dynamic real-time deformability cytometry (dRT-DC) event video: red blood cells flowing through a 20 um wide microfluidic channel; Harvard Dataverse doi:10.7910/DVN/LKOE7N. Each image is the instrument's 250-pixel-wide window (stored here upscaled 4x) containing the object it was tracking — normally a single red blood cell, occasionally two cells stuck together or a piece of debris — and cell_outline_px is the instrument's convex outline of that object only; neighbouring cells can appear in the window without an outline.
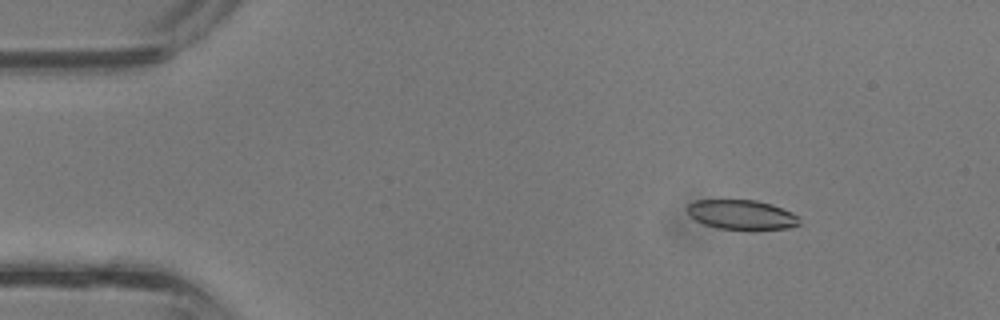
{"species": "common noctule bat (a hibernating species)", "species_latin": "Nyctalus noctula", "temperature_condition": "room temperature", "stored_images_in_passage": 16, "camera_frame_rate_fps": 3000, "um_per_image_px": 0.085, "animal": {"sex": "male", "body_mass_g": 13.3}, "frame": {"image": 1, "passage_image": 5, "time_ms": 1.333, "image_size_px": [1000, 320], "cell_outline_px": [[800, 224], [788, 228], [756, 232], [748, 232], [716, 228], [704, 224], [688, 216], [684, 208], [688, 204], [696, 200], [756, 200], [772, 204], [792, 212], [800, 216]], "centroid_in_image_um": [63.05, 18.29], "position_along_channel_um": 21.9, "area_um2": 20.4}}
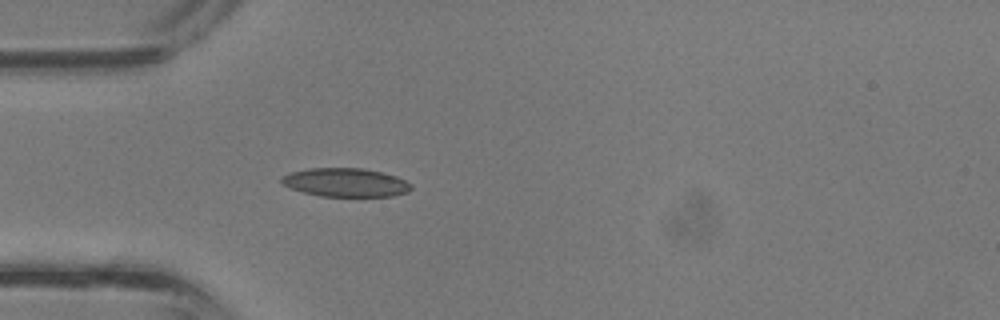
{"frame": {"image": 2, "passage_image": 11, "time_ms": 3.333, "image_size_px": [1000, 320], "cell_outline_px": [[412, 188], [408, 192], [392, 196], [320, 196], [304, 192], [280, 184], [280, 176], [288, 172], [308, 168], [364, 168], [396, 176], [412, 184]], "centroid_in_image_um": [29.33, 15.5], "position_along_channel_um": 55.7, "area_um2": 21.73}}
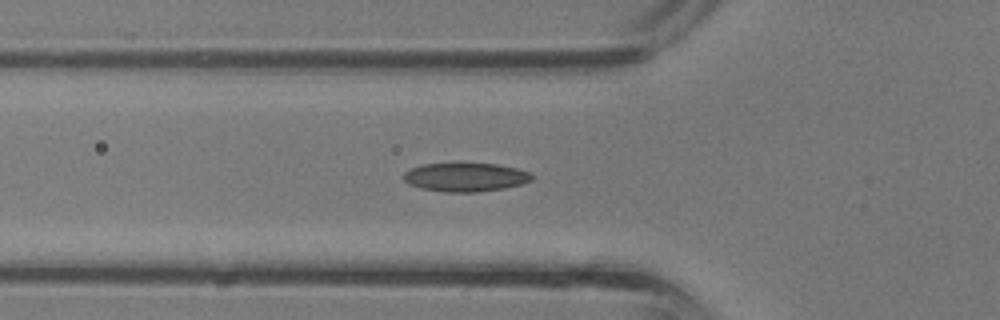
{"frame": {"image": 3, "passage_image": 13, "time_ms": 4.0, "image_size_px": [1000, 320], "cell_outline_px": [[532, 180], [520, 184], [504, 188], [476, 192], [444, 192], [420, 188], [408, 184], [404, 180], [404, 172], [412, 168], [424, 164], [496, 164], [516, 168], [528, 172], [532, 176]], "centroid_in_image_um": [39.54, 15.07], "position_along_channel_um": 86.3, "area_um2": 21.15}}